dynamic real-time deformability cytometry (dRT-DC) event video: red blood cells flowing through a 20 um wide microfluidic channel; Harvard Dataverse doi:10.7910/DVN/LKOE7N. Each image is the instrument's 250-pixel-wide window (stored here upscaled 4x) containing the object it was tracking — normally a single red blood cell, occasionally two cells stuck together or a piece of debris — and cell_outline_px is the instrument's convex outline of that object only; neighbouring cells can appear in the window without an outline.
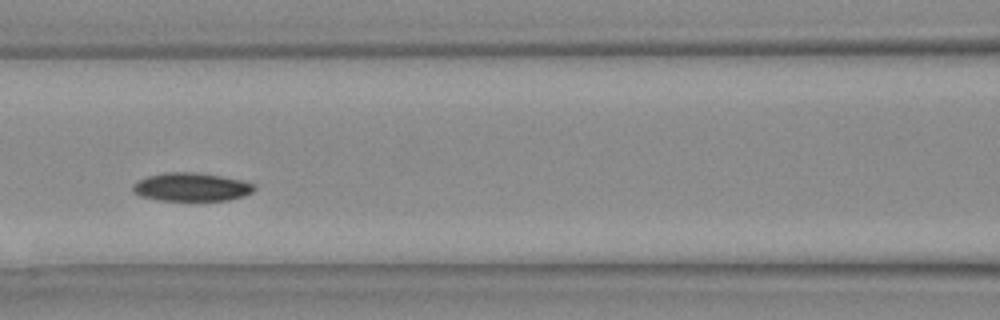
{"species": "Egyptian fruit bat (a non-hibernating species)", "species_latin": "Rousettus aegyptiacus", "temperature_condition": "warm", "stored_images_in_passage": 11, "camera_frame_rate_fps": 3000, "um_per_image_px": 0.085, "animal": {"sex": "female"}, "frame": {"image": 1, "passage_image": 8, "time_ms": 2.333, "image_size_px": [1000, 320], "cell_outline_px": [[256, 188], [252, 192], [244, 196], [228, 200], [160, 200], [140, 196], [132, 192], [132, 184], [148, 176], [164, 172], [196, 172], [220, 176], [240, 180], [256, 184]], "centroid_in_image_um": [16.26, 15.89], "position_along_channel_um": 150.3, "area_um2": 20.06}}